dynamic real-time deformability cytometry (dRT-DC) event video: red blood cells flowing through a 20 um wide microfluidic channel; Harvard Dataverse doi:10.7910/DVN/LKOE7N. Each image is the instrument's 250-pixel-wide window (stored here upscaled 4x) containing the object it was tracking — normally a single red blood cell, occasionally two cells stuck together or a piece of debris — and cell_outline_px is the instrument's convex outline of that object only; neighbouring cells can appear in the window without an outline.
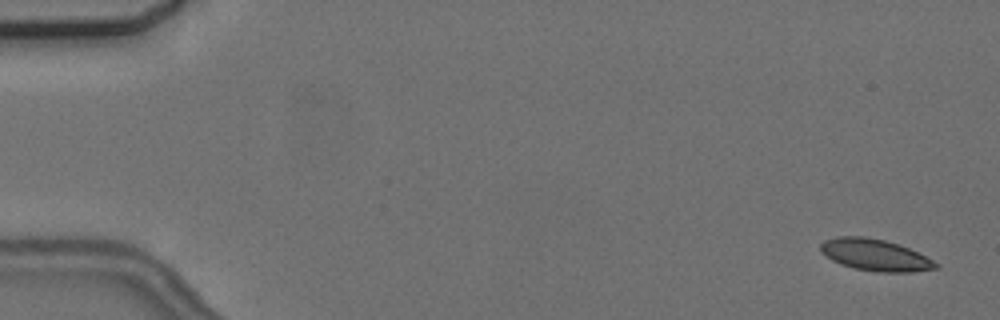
{"species": "common noctule bat (a hibernating species)", "species_latin": "Nyctalus noctula", "temperature_condition": "cold", "stored_images_in_passage": 4, "camera_frame_rate_fps": 3000, "um_per_image_px": 0.085, "animal": {"sex": "female", "body_mass_g": 24.6, "forearm_length_mm": 56.2}, "frame": {"image": 1, "passage_image": 1, "time_ms": 0.0, "image_size_px": [1000, 320], "cell_outline_px": [[940, 268], [912, 272], [880, 272], [852, 268], [840, 264], [832, 260], [820, 252], [820, 244], [824, 240], [836, 236], [864, 236], [884, 240], [908, 248], [940, 264]], "centroid_in_image_um": [74.35, 21.68], "position_along_channel_um": 10.6, "area_um2": 21.27}}